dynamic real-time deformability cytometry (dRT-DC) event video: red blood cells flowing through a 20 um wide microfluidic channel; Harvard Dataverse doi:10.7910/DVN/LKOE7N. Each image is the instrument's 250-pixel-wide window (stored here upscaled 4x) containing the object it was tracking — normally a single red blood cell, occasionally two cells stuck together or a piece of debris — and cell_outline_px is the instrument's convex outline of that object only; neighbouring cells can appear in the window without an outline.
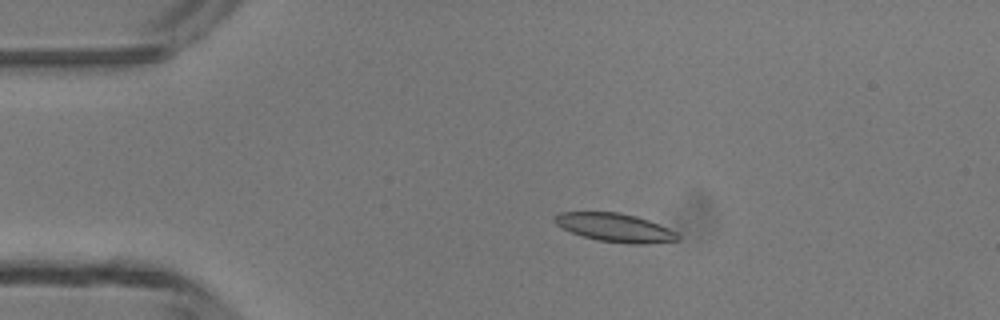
{"species": "common noctule bat (a hibernating species)", "species_latin": "Nyctalus noctula", "temperature_condition": "room temperature", "stored_images_in_passage": 3, "camera_frame_rate_fps": 3000, "um_per_image_px": 0.085, "animal": {"sex": "male", "body_mass_g": 13.3}, "frame": {"image": 1, "passage_image": 2, "time_ms": 1.333, "image_size_px": [1000, 320], "cell_outline_px": [[680, 240], [648, 244], [628, 244], [596, 240], [572, 232], [556, 224], [552, 220], [552, 216], [560, 212], [620, 212], [636, 216], [648, 220], [668, 228], [676, 232], [680, 236]], "centroid_in_image_um": [52.28, 19.35], "position_along_channel_um": 32.7, "area_um2": 20.52}}